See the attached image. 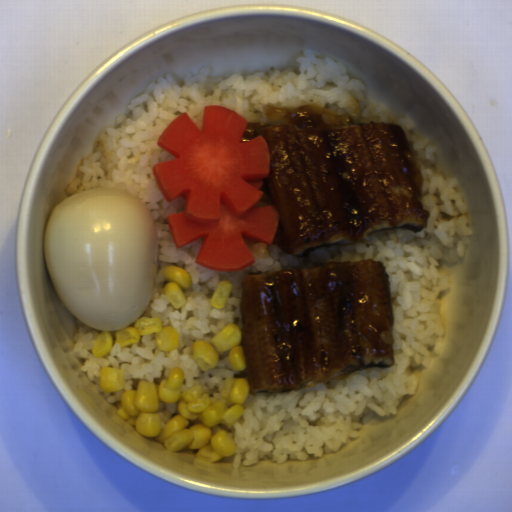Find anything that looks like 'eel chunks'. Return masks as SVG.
I'll use <instances>...</instances> for the list:
<instances>
[{"mask_svg": "<svg viewBox=\"0 0 512 512\" xmlns=\"http://www.w3.org/2000/svg\"><path fill=\"white\" fill-rule=\"evenodd\" d=\"M270 154L269 199L277 244L300 258L381 231L420 232L429 220L414 144L397 123H328L302 107L286 123L262 124Z\"/></svg>", "mask_w": 512, "mask_h": 512, "instance_id": "1", "label": "eel chunks"}, {"mask_svg": "<svg viewBox=\"0 0 512 512\" xmlns=\"http://www.w3.org/2000/svg\"><path fill=\"white\" fill-rule=\"evenodd\" d=\"M239 311L253 397L394 366L392 285L379 259L251 273Z\"/></svg>", "mask_w": 512, "mask_h": 512, "instance_id": "2", "label": "eel chunks"}]
</instances>
